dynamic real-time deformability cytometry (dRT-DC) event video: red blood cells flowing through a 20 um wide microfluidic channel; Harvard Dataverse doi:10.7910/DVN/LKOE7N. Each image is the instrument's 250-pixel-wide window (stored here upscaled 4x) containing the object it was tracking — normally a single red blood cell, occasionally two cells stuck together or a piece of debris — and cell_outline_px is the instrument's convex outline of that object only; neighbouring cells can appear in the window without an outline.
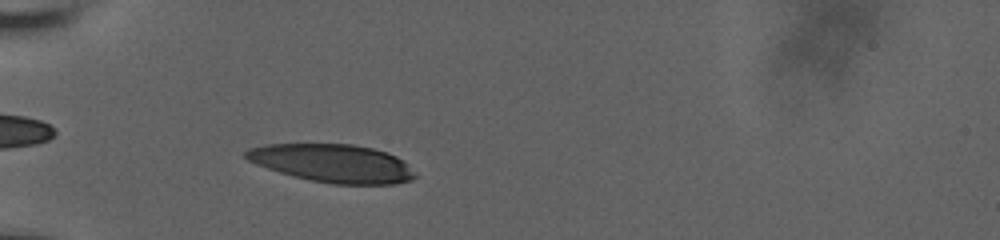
{"species": "human", "species_latin": "Homo sapiens", "temperature_condition": "room temperature", "stored_images_in_passage": 44, "camera_frame_rate_fps": 3000, "um_per_image_px": 0.085, "donor": {"sex": "male"}, "frame": {"image": 1, "passage_image": 10, "time_ms": 3.0, "image_size_px": [1000, 240], "cell_outline_px": [[416, 176], [412, 180], [396, 184], [332, 184], [312, 180], [280, 172], [256, 164], [248, 160], [244, 156], [244, 152], [248, 148], [264, 144], [352, 144], [372, 148], [388, 152], [404, 160], [408, 164]], "centroid_in_image_um": [28.29, 13.87], "position_along_channel_um": 56.7, "area_um2": 37.57}}
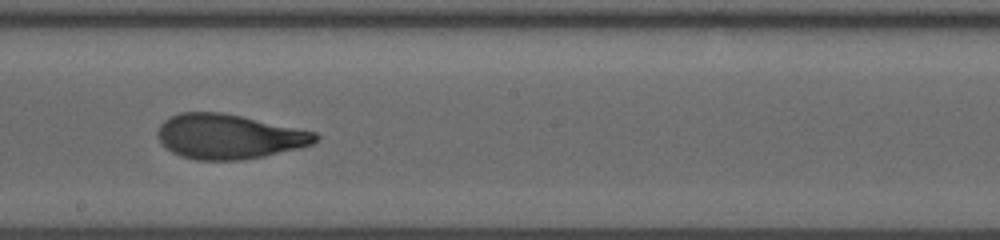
{"frame": {"image": 2, "passage_image": 25, "time_ms": 8.0, "image_size_px": [1000, 240], "cell_outline_px": [[320, 136], [312, 144], [264, 156], [244, 160], [196, 160], [180, 156], [164, 148], [156, 136], [156, 132], [160, 124], [164, 120], [180, 112], [220, 112], [240, 116], [316, 132]], "centroid_in_image_um": [19.38, 11.61], "position_along_channel_um": 228.8, "area_um2": 41.04}}
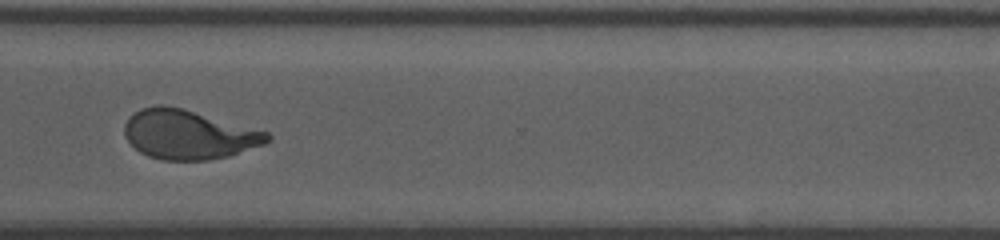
{"frame": {"image": 3, "passage_image": 35, "time_ms": 11.333, "image_size_px": [1000, 240], "cell_outline_px": [[272, 140], [264, 144], [228, 156], [208, 160], [164, 160], [148, 156], [140, 152], [124, 136], [124, 124], [128, 116], [140, 108], [156, 104], [164, 104], [184, 108], [268, 132], [272, 136]], "centroid_in_image_um": [16.01, 11.41], "position_along_channel_um": 354.6, "area_um2": 41.27}, "authors_computed_cell_mechanics": {"area_um2": 40.8357, "velocity_mm_per_s": 3.7885, "shape_relaxation_time_tau1_ms": 4.974, "shape_relaxation_time_tau2_ms": 1.4482, "deformation_change_tau1": 0.2198, "deformation_change_tau2": 0.0866}}